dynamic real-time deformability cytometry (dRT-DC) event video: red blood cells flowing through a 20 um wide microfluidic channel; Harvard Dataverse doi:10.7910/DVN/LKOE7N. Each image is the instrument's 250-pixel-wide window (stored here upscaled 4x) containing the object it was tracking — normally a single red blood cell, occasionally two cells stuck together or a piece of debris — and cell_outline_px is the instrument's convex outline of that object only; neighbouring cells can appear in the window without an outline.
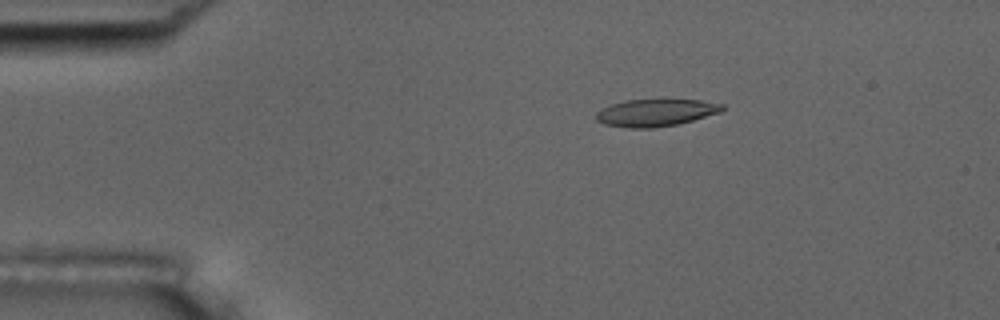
{"species": "common noctule bat (a hibernating species)", "species_latin": "Nyctalus noctula", "temperature_condition": "room temperature", "stored_images_in_passage": 9, "camera_frame_rate_fps": 3000, "um_per_image_px": 0.085, "animal": {"sex": "male", "body_mass_g": 17.5, "forearm_length_mm": 52.3}, "frame": {"image": 1, "passage_image": 2, "time_ms": 0.333, "image_size_px": [1000, 320], "cell_outline_px": [[724, 108], [720, 112], [692, 120], [676, 124], [652, 128], [628, 128], [604, 124], [596, 120], [596, 112], [600, 108], [624, 100], [660, 96], [664, 96], [700, 100], [724, 104]], "centroid_in_image_um": [55.72, 9.51], "position_along_channel_um": 29.3, "area_um2": 21.04}}